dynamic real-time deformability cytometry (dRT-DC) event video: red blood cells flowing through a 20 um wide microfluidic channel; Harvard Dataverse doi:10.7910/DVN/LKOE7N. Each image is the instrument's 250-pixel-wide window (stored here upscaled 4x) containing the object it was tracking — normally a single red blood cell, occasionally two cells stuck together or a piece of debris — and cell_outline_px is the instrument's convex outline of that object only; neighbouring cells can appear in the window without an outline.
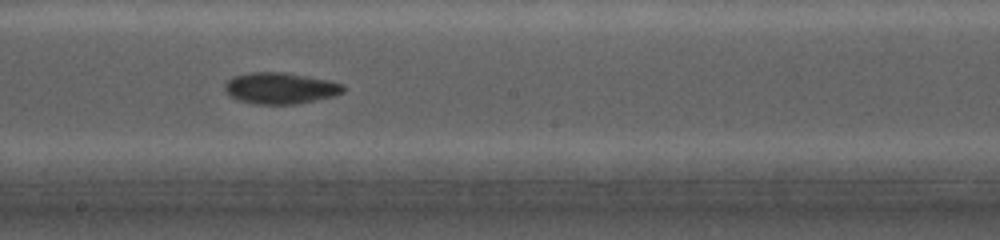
{"species": "common noctule bat (a hibernating species)", "species_latin": "Nyctalus noctula", "temperature_condition": "cold", "stored_images_in_passage": 23, "camera_frame_rate_fps": 5000, "um_per_image_px": 0.085, "animal": {"sex": "female", "body_mass_g": 19.0, "forearm_length_mm": 56.7}, "frame": {"image": 1, "passage_image": 17, "time_ms": 5.0, "image_size_px": [1000, 240], "cell_outline_px": [[344, 92], [332, 96], [316, 100], [296, 104], [256, 104], [240, 100], [224, 92], [224, 84], [228, 80], [236, 76], [252, 72], [284, 72], [308, 76], [328, 80], [344, 84]], "centroid_in_image_um": [23.84, 7.49], "position_along_channel_um": 224.4, "area_um2": 21.5}}